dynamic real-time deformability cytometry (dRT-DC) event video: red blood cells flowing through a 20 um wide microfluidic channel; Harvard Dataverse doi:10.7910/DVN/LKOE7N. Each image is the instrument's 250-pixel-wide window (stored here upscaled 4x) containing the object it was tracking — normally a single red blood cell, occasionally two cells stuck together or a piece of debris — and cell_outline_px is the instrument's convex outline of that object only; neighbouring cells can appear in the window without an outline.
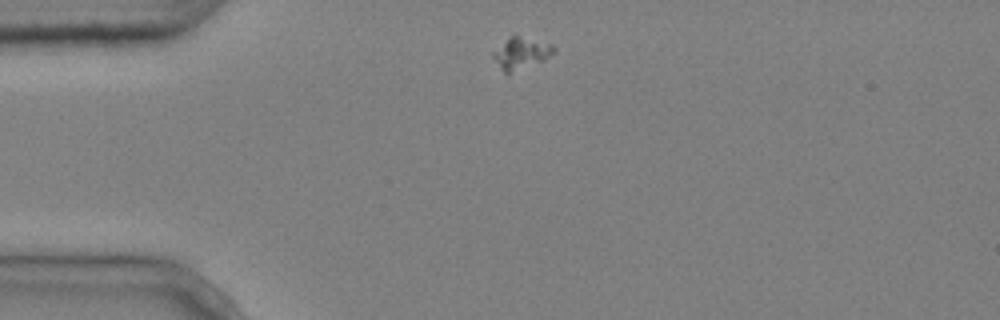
{"species": "common noctule bat (a hibernating species)", "species_latin": "Nyctalus noctula", "temperature_condition": "cold", "stored_images_in_passage": 3, "camera_frame_rate_fps": 3000, "um_per_image_px": 0.085, "animal": {"sex": "male", "body_mass_g": 20.4}, "frame": {"image": 1, "passage_image": 1, "time_ms": 0.0, "image_size_px": [1000, 320], "cell_outline_px": [[556, 52], [544, 60], [508, 76], [500, 68], [492, 56], [492, 52], [512, 36], [516, 36], [552, 44], [556, 48]], "centroid_in_image_um": [44.31, 4.59], "position_along_channel_um": 40.7, "area_um2": 11.16}}